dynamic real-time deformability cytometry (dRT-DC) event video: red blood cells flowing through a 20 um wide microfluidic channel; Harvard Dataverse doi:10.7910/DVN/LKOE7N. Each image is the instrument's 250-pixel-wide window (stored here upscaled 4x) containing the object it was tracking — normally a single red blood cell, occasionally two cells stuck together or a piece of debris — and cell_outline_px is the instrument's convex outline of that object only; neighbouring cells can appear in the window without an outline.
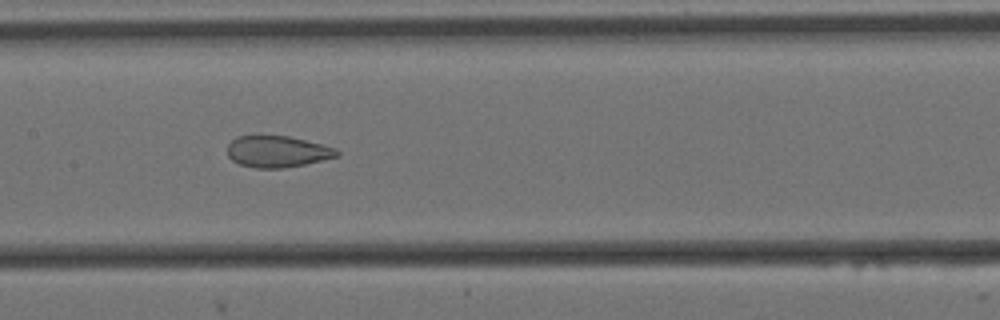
{"species": "Egyptian fruit bat (a non-hibernating species)", "species_latin": "Rousettus aegyptiacus", "temperature_condition": "cold", "stored_images_in_passage": 5, "camera_frame_rate_fps": 3000, "um_per_image_px": 0.085, "animal": {"sex": "female"}, "frame": {"image": 1, "passage_image": 4, "time_ms": 1.0, "image_size_px": [1000, 320], "cell_outline_px": [[340, 156], [304, 164], [284, 168], [256, 168], [240, 164], [232, 160], [228, 156], [228, 144], [236, 136], [256, 132], [288, 136], [336, 148], [340, 152]], "centroid_in_image_um": [23.52, 12.83], "position_along_channel_um": 183.9, "area_um2": 20.69}}
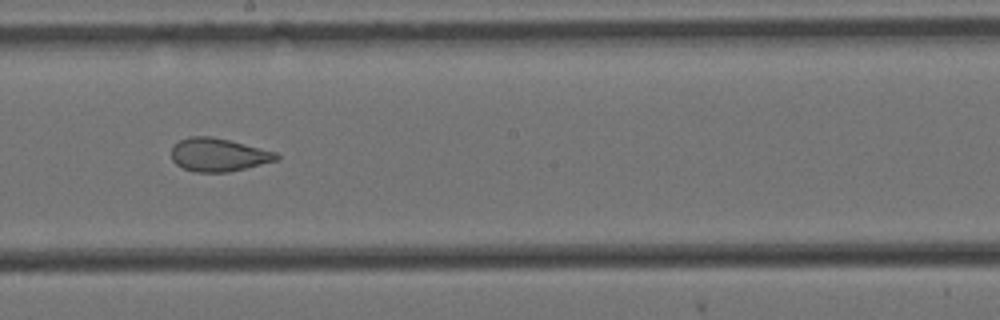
{"frame": {"image": 2, "passage_image": 5, "time_ms": 1.333, "image_size_px": [1000, 320], "cell_outline_px": [[280, 160], [228, 172], [196, 172], [184, 168], [176, 164], [172, 160], [172, 144], [188, 136], [212, 136], [276, 152], [280, 156]], "centroid_in_image_um": [18.56, 13.15], "position_along_channel_um": 229.6, "area_um2": 20.35}}